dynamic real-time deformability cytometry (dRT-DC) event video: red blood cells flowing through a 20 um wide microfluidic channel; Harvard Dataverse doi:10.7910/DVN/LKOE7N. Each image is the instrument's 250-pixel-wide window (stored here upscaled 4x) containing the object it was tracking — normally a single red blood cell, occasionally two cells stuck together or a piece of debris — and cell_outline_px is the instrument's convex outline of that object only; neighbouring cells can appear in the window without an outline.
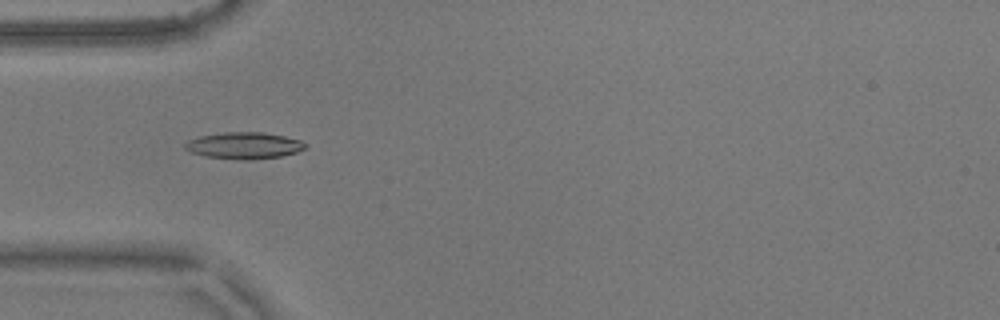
{"species": "common noctule bat (a hibernating species)", "species_latin": "Nyctalus noctula", "temperature_condition": "warm", "stored_images_in_passage": 45, "camera_frame_rate_fps": 3000, "um_per_image_px": 0.085, "animal": {"sex": "male", "body_mass_g": 17.9}, "frame": {"image": 1, "passage_image": 6, "time_ms": 1.667, "image_size_px": [1000, 320], "cell_outline_px": [[308, 148], [296, 152], [280, 156], [244, 160], [204, 156], [192, 152], [184, 148], [184, 144], [188, 140], [200, 136], [224, 132], [260, 132], [284, 136], [300, 140]], "centroid_in_image_um": [20.73, 12.36], "position_along_channel_um": 64.3, "area_um2": 18.44}}
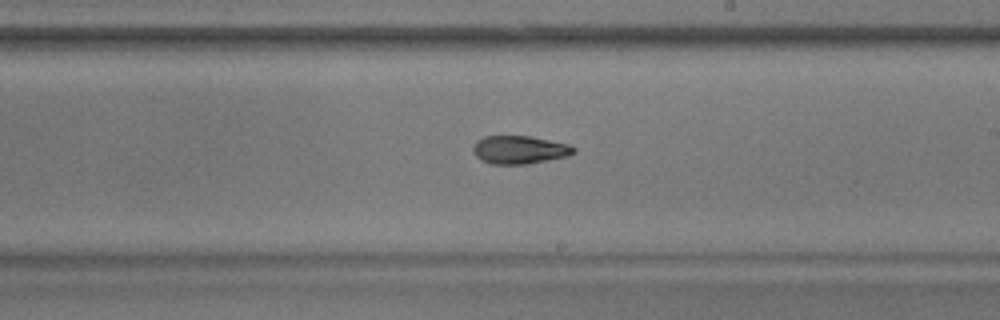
{"frame": {"image": 2, "passage_image": 21, "time_ms": 6.667, "image_size_px": [1000, 320], "cell_outline_px": [[576, 152], [568, 156], [528, 164], [492, 164], [480, 160], [472, 152], [472, 148], [476, 140], [484, 136], [528, 136], [568, 144], [576, 148]], "centroid_in_image_um": [44.13, 12.73], "position_along_channel_um": 244.9, "area_um2": 16.59}}
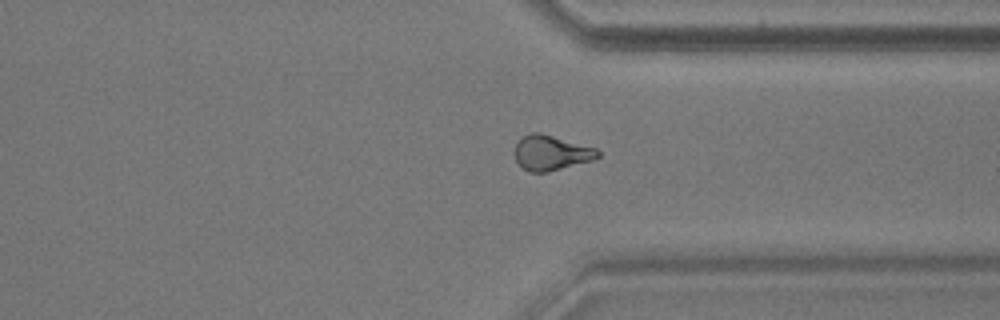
{"frame": {"image": 3, "passage_image": 31, "time_ms": 10.0, "image_size_px": [1000, 320], "cell_outline_px": [[600, 156], [592, 160], [544, 172], [528, 172], [516, 160], [512, 152], [516, 144], [528, 132], [540, 132], [596, 148], [600, 152]], "centroid_in_image_um": [46.81, 12.97], "position_along_channel_um": 364.6, "area_um2": 16.82}}